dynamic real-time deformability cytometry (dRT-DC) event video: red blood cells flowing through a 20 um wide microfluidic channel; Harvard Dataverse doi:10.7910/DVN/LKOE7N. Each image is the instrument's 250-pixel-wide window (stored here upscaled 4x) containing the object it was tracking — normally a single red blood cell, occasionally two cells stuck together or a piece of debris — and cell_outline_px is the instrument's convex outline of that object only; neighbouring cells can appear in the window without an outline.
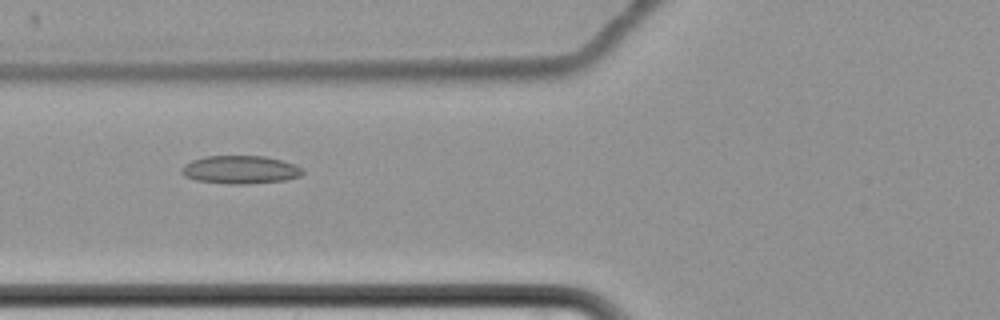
{"species": "common noctule bat (a hibernating species)", "species_latin": "Nyctalus noctula", "temperature_condition": "cold", "stored_images_in_passage": 7, "camera_frame_rate_fps": 3000, "um_per_image_px": 0.085, "animal": {"sex": "female", "body_mass_g": 22.7, "forearm_length_mm": 54.2}, "frame": {"image": 1, "passage_image": 2, "time_ms": 1.333, "image_size_px": [1000, 320], "cell_outline_px": [[304, 172], [300, 176], [284, 180], [244, 184], [228, 184], [196, 180], [184, 176], [180, 172], [180, 168], [184, 164], [192, 160], [204, 156], [264, 156], [296, 164]], "centroid_in_image_um": [20.38, 14.42], "position_along_channel_um": 105.4, "area_um2": 19.83}}
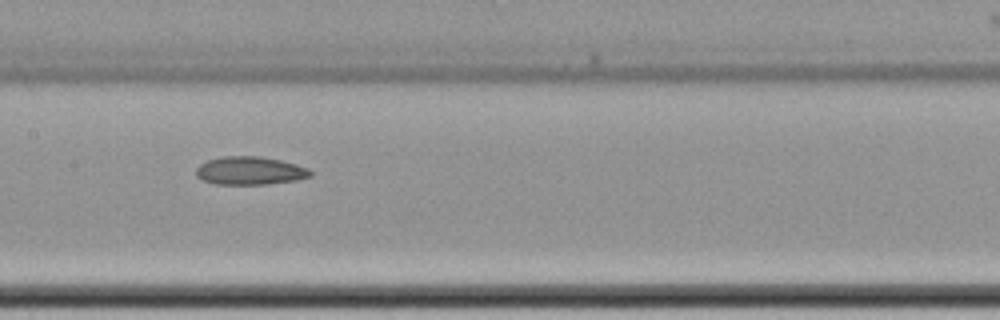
{"frame": {"image": 2, "passage_image": 4, "time_ms": 3.667, "image_size_px": [1000, 320], "cell_outline_px": [[312, 176], [296, 180], [268, 184], [216, 184], [200, 180], [196, 176], [196, 168], [200, 164], [208, 160], [224, 156], [260, 156], [280, 160], [296, 164], [308, 168], [312, 172]], "centroid_in_image_um": [21.23, 14.51], "position_along_channel_um": 186.2, "area_um2": 18.84}}
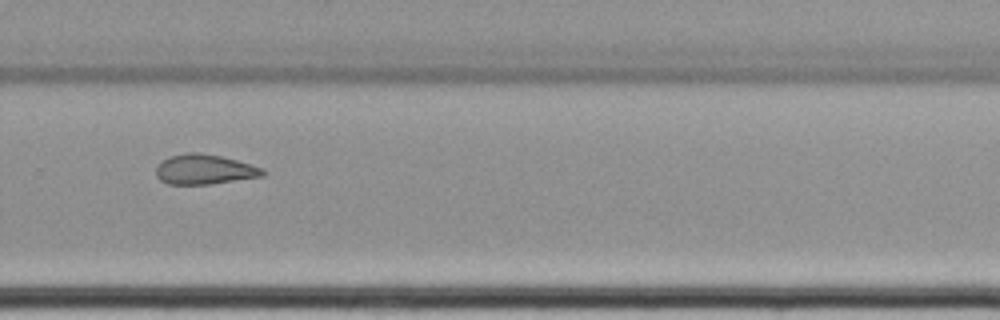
{"frame": {"image": 3, "passage_image": 7, "time_ms": 7.333, "image_size_px": [1000, 320], "cell_outline_px": [[264, 176], [208, 184], [168, 184], [160, 180], [156, 176], [156, 168], [164, 160], [172, 156], [188, 152], [196, 152], [220, 156], [236, 160], [264, 168]], "centroid_in_image_um": [17.39, 14.4], "position_along_channel_um": 312.4, "area_um2": 18.32}}